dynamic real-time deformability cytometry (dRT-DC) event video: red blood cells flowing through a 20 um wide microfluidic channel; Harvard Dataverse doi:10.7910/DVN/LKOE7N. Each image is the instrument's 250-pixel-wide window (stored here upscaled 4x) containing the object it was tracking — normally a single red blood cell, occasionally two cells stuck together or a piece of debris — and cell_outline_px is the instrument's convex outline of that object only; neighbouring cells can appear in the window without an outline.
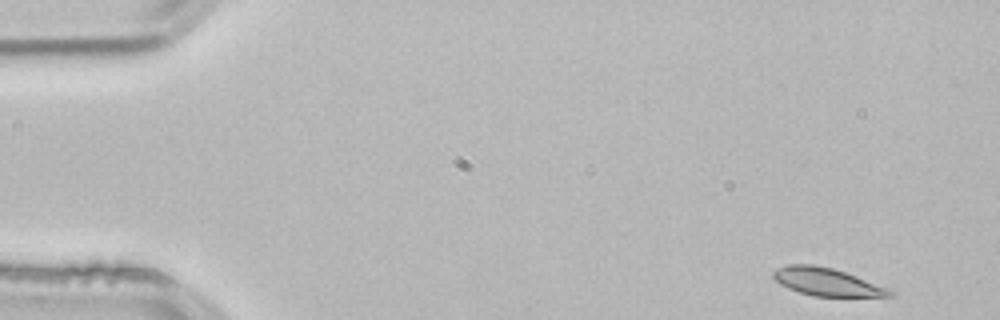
{"species": "common noctule bat (a hibernating species)", "species_latin": "Nyctalus noctula", "temperature_condition": "room temperature", "stored_images_in_passage": 50, "camera_frame_rate_fps": 3000, "um_per_image_px": 0.085, "animal": {"sex": "male", "body_mass_g": 21.5, "forearm_length_mm": 52.0}, "frame": {"image": 1, "passage_image": 1, "time_ms": 0.0, "image_size_px": [1000, 320], "cell_outline_px": [[892, 296], [812, 296], [788, 288], [780, 284], [772, 276], [772, 272], [776, 268], [788, 264], [812, 264], [832, 268], [856, 276], [884, 288], [892, 292]], "centroid_in_image_um": [70.16, 23.94], "position_along_channel_um": 14.8, "area_um2": 18.38}}
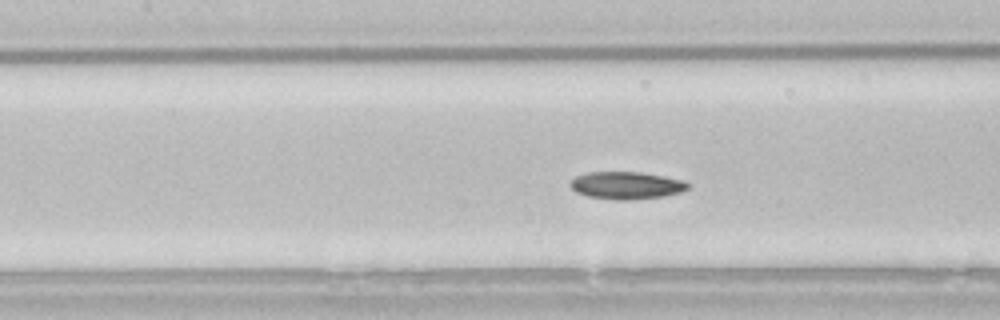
{"frame": {"image": 2, "passage_image": 21, "time_ms": 6.667, "image_size_px": [1000, 320], "cell_outline_px": [[692, 184], [688, 188], [680, 192], [664, 196], [632, 200], [616, 200], [588, 196], [576, 192], [568, 184], [576, 176], [588, 172], [640, 172], [664, 176], [684, 180]], "centroid_in_image_um": [53.27, 15.76], "position_along_channel_um": 154.1, "area_um2": 18.9}}
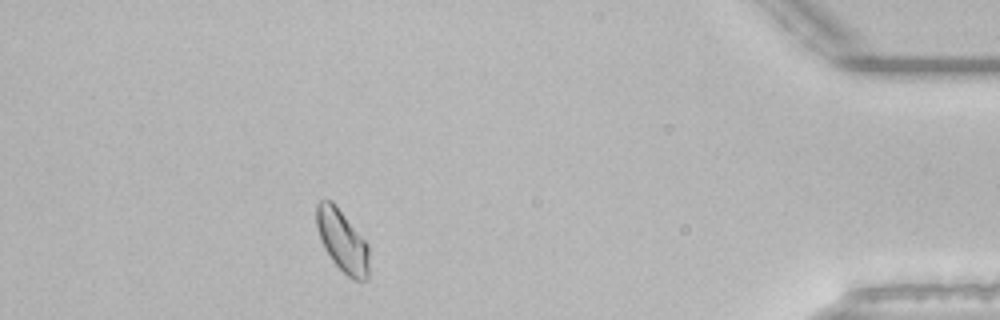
{"frame": {"image": 3, "passage_image": 45, "time_ms": 14.667, "image_size_px": [1000, 320], "cell_outline_px": [[368, 280], [352, 280], [332, 260], [324, 248], [320, 240], [316, 224], [316, 204], [320, 200], [332, 200], [368, 244]], "centroid_in_image_um": [29.08, 20.46], "position_along_channel_um": 406.1, "area_um2": 18.9}, "authors_computed_cell_mechanics": {"area_um2": 18.7561, "velocity_mm_per_s": 3.8019, "shape_relaxation_time_tau1_ms": 7.9345, "shape_relaxation_time_tau2_ms": 4.2569, "deformation_change_tau1": 0.1178, "deformation_change_tau2": 0.0641}}